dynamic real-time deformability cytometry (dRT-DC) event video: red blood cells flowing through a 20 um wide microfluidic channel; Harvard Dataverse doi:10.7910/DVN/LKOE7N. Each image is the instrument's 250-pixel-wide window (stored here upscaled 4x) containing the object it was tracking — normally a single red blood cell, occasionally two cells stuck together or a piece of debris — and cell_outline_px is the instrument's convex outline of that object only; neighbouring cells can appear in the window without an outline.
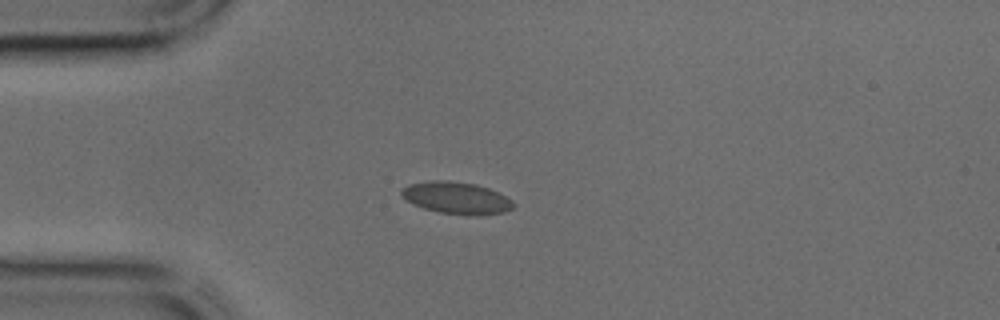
{"species": "common noctule bat (a hibernating species)", "species_latin": "Nyctalus noctula", "temperature_condition": "cold", "stored_images_in_passage": 14, "camera_frame_rate_fps": 3000, "um_per_image_px": 0.085, "animal": {"sex": "male", "body_mass_g": 17.9, "forearm_length_mm": 54.2}, "frame": {"image": 1, "passage_image": 1, "time_ms": 0.0, "image_size_px": [1000, 320], "cell_outline_px": [[516, 204], [512, 208], [504, 212], [480, 216], [468, 216], [440, 212], [424, 208], [400, 196], [400, 188], [408, 184], [432, 180], [448, 180], [476, 184], [488, 188], [512, 200]], "centroid_in_image_um": [38.79, 16.82], "position_along_channel_um": 46.2, "area_um2": 20.98}}
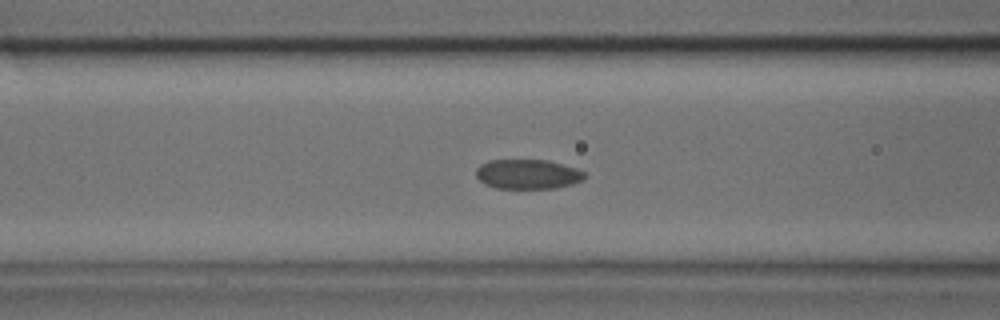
{"frame": {"image": 2, "passage_image": 7, "time_ms": 2.0, "image_size_px": [1000, 320], "cell_outline_px": [[584, 176], [580, 180], [572, 184], [552, 188], [496, 188], [484, 184], [476, 176], [476, 168], [480, 164], [488, 160], [548, 160], [576, 168], [584, 172]], "centroid_in_image_um": [44.8, 14.79], "position_along_channel_um": 121.8, "area_um2": 18.61}}